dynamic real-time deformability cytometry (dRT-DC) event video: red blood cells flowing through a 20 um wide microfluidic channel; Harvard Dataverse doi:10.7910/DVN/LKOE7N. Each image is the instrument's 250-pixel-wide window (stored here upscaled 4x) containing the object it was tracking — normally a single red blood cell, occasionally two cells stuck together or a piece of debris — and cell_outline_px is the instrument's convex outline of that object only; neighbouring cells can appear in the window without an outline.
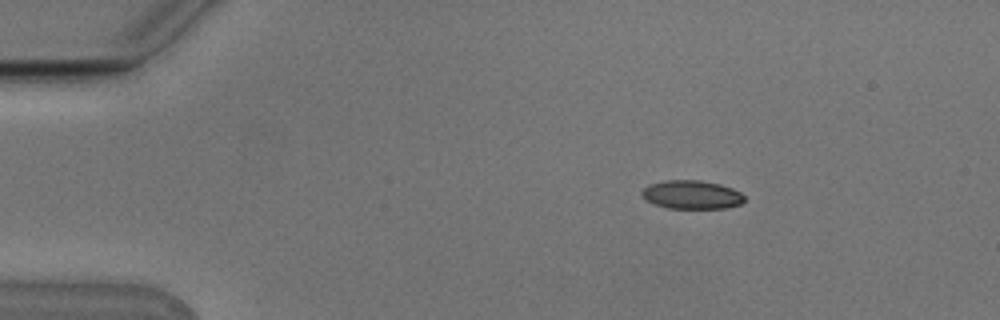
{"species": "Egyptian fruit bat (a non-hibernating species)", "species_latin": "Rousettus aegyptiacus", "temperature_condition": "cold", "stored_images_in_passage": 46, "camera_frame_rate_fps": 3000, "um_per_image_px": 0.085, "animal": {"sex": "male"}, "frame": {"image": 1, "passage_image": 1, "time_ms": 0.0, "image_size_px": [1000, 320], "cell_outline_px": [[744, 200], [740, 204], [724, 208], [668, 208], [656, 204], [648, 200], [640, 192], [648, 184], [664, 180], [700, 180], [720, 184], [732, 188], [740, 192], [744, 196]], "centroid_in_image_um": [58.8, 16.53], "position_along_channel_um": 26.2, "area_um2": 16.94}}
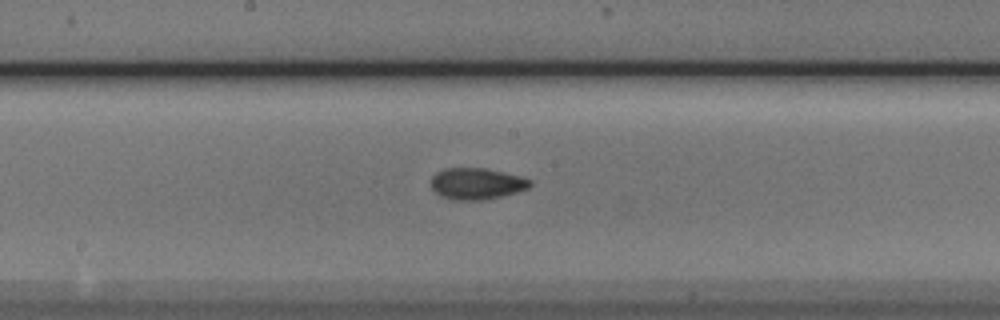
{"frame": {"image": 2, "passage_image": 21, "time_ms": 6.667, "image_size_px": [1000, 320], "cell_outline_px": [[532, 184], [528, 188], [516, 192], [484, 200], [452, 200], [440, 196], [432, 188], [432, 176], [436, 172], [444, 168], [484, 168], [520, 176], [532, 180]], "centroid_in_image_um": [40.5, 15.61], "position_along_channel_um": 207.7, "area_um2": 18.09}}
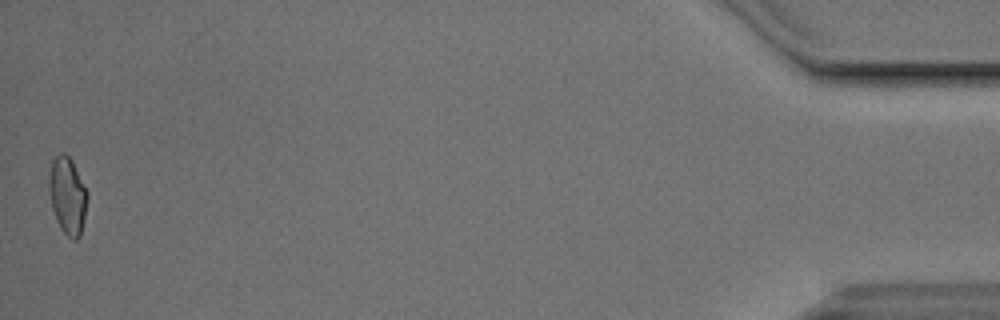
{"frame": {"image": 3, "passage_image": 46, "time_ms": 15.0, "image_size_px": [1000, 320], "cell_outline_px": [[88, 196], [84, 220], [80, 236], [76, 240], [72, 240], [60, 228], [56, 220], [52, 208], [48, 192], [48, 176], [52, 160], [60, 152], [64, 152], [72, 160], [88, 192]], "centroid_in_image_um": [5.73, 16.62], "position_along_channel_um": 429.5, "area_um2": 17.51}, "authors_computed_cell_mechanics": {"area_um2": 17.4267, "velocity_mm_per_s": 3.7915, "shape_relaxation_time_tau1_ms": 4.0923, "shape_relaxation_time_tau2_ms": 2.4749, "deformation_change_tau1": 0.1137, "deformation_change_tau2": 0.0693}}